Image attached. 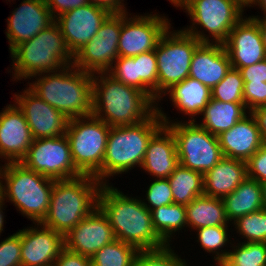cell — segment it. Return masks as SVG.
<instances>
[{
  "instance_id": "cell-2",
  "label": "cell",
  "mask_w": 266,
  "mask_h": 266,
  "mask_svg": "<svg viewBox=\"0 0 266 266\" xmlns=\"http://www.w3.org/2000/svg\"><path fill=\"white\" fill-rule=\"evenodd\" d=\"M156 111L157 103L147 93L127 86L108 72L93 74L92 115L110 127L138 124Z\"/></svg>"
},
{
  "instance_id": "cell-22",
  "label": "cell",
  "mask_w": 266,
  "mask_h": 266,
  "mask_svg": "<svg viewBox=\"0 0 266 266\" xmlns=\"http://www.w3.org/2000/svg\"><path fill=\"white\" fill-rule=\"evenodd\" d=\"M223 157L247 161L264 144L251 112L217 136Z\"/></svg>"
},
{
  "instance_id": "cell-19",
  "label": "cell",
  "mask_w": 266,
  "mask_h": 266,
  "mask_svg": "<svg viewBox=\"0 0 266 266\" xmlns=\"http://www.w3.org/2000/svg\"><path fill=\"white\" fill-rule=\"evenodd\" d=\"M33 136L22 110L15 103L0 112V159L21 162L32 145ZM5 159V160H4Z\"/></svg>"
},
{
  "instance_id": "cell-13",
  "label": "cell",
  "mask_w": 266,
  "mask_h": 266,
  "mask_svg": "<svg viewBox=\"0 0 266 266\" xmlns=\"http://www.w3.org/2000/svg\"><path fill=\"white\" fill-rule=\"evenodd\" d=\"M123 13L110 14L96 36L73 55L72 65L84 72H108L119 57L118 43Z\"/></svg>"
},
{
  "instance_id": "cell-31",
  "label": "cell",
  "mask_w": 266,
  "mask_h": 266,
  "mask_svg": "<svg viewBox=\"0 0 266 266\" xmlns=\"http://www.w3.org/2000/svg\"><path fill=\"white\" fill-rule=\"evenodd\" d=\"M155 232L166 245H172L177 232L187 228L186 208L182 204H169L151 210ZM176 233V235H175Z\"/></svg>"
},
{
  "instance_id": "cell-10",
  "label": "cell",
  "mask_w": 266,
  "mask_h": 266,
  "mask_svg": "<svg viewBox=\"0 0 266 266\" xmlns=\"http://www.w3.org/2000/svg\"><path fill=\"white\" fill-rule=\"evenodd\" d=\"M110 128L93 115L69 119L67 125L73 164L82 175L94 176L99 182Z\"/></svg>"
},
{
  "instance_id": "cell-18",
  "label": "cell",
  "mask_w": 266,
  "mask_h": 266,
  "mask_svg": "<svg viewBox=\"0 0 266 266\" xmlns=\"http://www.w3.org/2000/svg\"><path fill=\"white\" fill-rule=\"evenodd\" d=\"M7 21L6 38L10 52L19 44L34 38L55 19L44 0H22Z\"/></svg>"
},
{
  "instance_id": "cell-1",
  "label": "cell",
  "mask_w": 266,
  "mask_h": 266,
  "mask_svg": "<svg viewBox=\"0 0 266 266\" xmlns=\"http://www.w3.org/2000/svg\"><path fill=\"white\" fill-rule=\"evenodd\" d=\"M110 184L101 186L98 208L107 217L116 239L139 251L165 247L155 232L151 211L142 204L141 198L128 196Z\"/></svg>"
},
{
  "instance_id": "cell-11",
  "label": "cell",
  "mask_w": 266,
  "mask_h": 266,
  "mask_svg": "<svg viewBox=\"0 0 266 266\" xmlns=\"http://www.w3.org/2000/svg\"><path fill=\"white\" fill-rule=\"evenodd\" d=\"M169 27L161 36L155 49L158 65V102L174 84L189 77L194 51L201 44L194 36Z\"/></svg>"
},
{
  "instance_id": "cell-23",
  "label": "cell",
  "mask_w": 266,
  "mask_h": 266,
  "mask_svg": "<svg viewBox=\"0 0 266 266\" xmlns=\"http://www.w3.org/2000/svg\"><path fill=\"white\" fill-rule=\"evenodd\" d=\"M179 165L176 140L172 131L163 125L150 139L141 168L152 179L168 178Z\"/></svg>"
},
{
  "instance_id": "cell-21",
  "label": "cell",
  "mask_w": 266,
  "mask_h": 266,
  "mask_svg": "<svg viewBox=\"0 0 266 266\" xmlns=\"http://www.w3.org/2000/svg\"><path fill=\"white\" fill-rule=\"evenodd\" d=\"M223 45L234 69L266 59L258 24L251 17L244 16L230 31Z\"/></svg>"
},
{
  "instance_id": "cell-46",
  "label": "cell",
  "mask_w": 266,
  "mask_h": 266,
  "mask_svg": "<svg viewBox=\"0 0 266 266\" xmlns=\"http://www.w3.org/2000/svg\"><path fill=\"white\" fill-rule=\"evenodd\" d=\"M52 266H91V258L64 249Z\"/></svg>"
},
{
  "instance_id": "cell-15",
  "label": "cell",
  "mask_w": 266,
  "mask_h": 266,
  "mask_svg": "<svg viewBox=\"0 0 266 266\" xmlns=\"http://www.w3.org/2000/svg\"><path fill=\"white\" fill-rule=\"evenodd\" d=\"M20 93H14L13 101L22 110L34 140L66 135L69 119L64 114L28 87Z\"/></svg>"
},
{
  "instance_id": "cell-34",
  "label": "cell",
  "mask_w": 266,
  "mask_h": 266,
  "mask_svg": "<svg viewBox=\"0 0 266 266\" xmlns=\"http://www.w3.org/2000/svg\"><path fill=\"white\" fill-rule=\"evenodd\" d=\"M136 89L147 93L158 103V65L155 51L134 56Z\"/></svg>"
},
{
  "instance_id": "cell-30",
  "label": "cell",
  "mask_w": 266,
  "mask_h": 266,
  "mask_svg": "<svg viewBox=\"0 0 266 266\" xmlns=\"http://www.w3.org/2000/svg\"><path fill=\"white\" fill-rule=\"evenodd\" d=\"M174 204L189 205L204 194V174L179 164L168 177Z\"/></svg>"
},
{
  "instance_id": "cell-28",
  "label": "cell",
  "mask_w": 266,
  "mask_h": 266,
  "mask_svg": "<svg viewBox=\"0 0 266 266\" xmlns=\"http://www.w3.org/2000/svg\"><path fill=\"white\" fill-rule=\"evenodd\" d=\"M248 113L244 103H225L211 98L200 115L203 117H199L202 122H195L211 134L218 136L231 129Z\"/></svg>"
},
{
  "instance_id": "cell-29",
  "label": "cell",
  "mask_w": 266,
  "mask_h": 266,
  "mask_svg": "<svg viewBox=\"0 0 266 266\" xmlns=\"http://www.w3.org/2000/svg\"><path fill=\"white\" fill-rule=\"evenodd\" d=\"M186 208L187 227L191 231L212 226H230L222 199L205 194L196 197Z\"/></svg>"
},
{
  "instance_id": "cell-47",
  "label": "cell",
  "mask_w": 266,
  "mask_h": 266,
  "mask_svg": "<svg viewBox=\"0 0 266 266\" xmlns=\"http://www.w3.org/2000/svg\"><path fill=\"white\" fill-rule=\"evenodd\" d=\"M124 0H89V3L107 10L111 14L128 12Z\"/></svg>"
},
{
  "instance_id": "cell-40",
  "label": "cell",
  "mask_w": 266,
  "mask_h": 266,
  "mask_svg": "<svg viewBox=\"0 0 266 266\" xmlns=\"http://www.w3.org/2000/svg\"><path fill=\"white\" fill-rule=\"evenodd\" d=\"M0 266H21L20 230L0 242Z\"/></svg>"
},
{
  "instance_id": "cell-17",
  "label": "cell",
  "mask_w": 266,
  "mask_h": 266,
  "mask_svg": "<svg viewBox=\"0 0 266 266\" xmlns=\"http://www.w3.org/2000/svg\"><path fill=\"white\" fill-rule=\"evenodd\" d=\"M20 239L21 266H52L65 249L64 235L42 223L20 230Z\"/></svg>"
},
{
  "instance_id": "cell-55",
  "label": "cell",
  "mask_w": 266,
  "mask_h": 266,
  "mask_svg": "<svg viewBox=\"0 0 266 266\" xmlns=\"http://www.w3.org/2000/svg\"><path fill=\"white\" fill-rule=\"evenodd\" d=\"M262 194H263V208L266 209V183H261Z\"/></svg>"
},
{
  "instance_id": "cell-48",
  "label": "cell",
  "mask_w": 266,
  "mask_h": 266,
  "mask_svg": "<svg viewBox=\"0 0 266 266\" xmlns=\"http://www.w3.org/2000/svg\"><path fill=\"white\" fill-rule=\"evenodd\" d=\"M251 113L257 122L263 142L266 143V106L255 108Z\"/></svg>"
},
{
  "instance_id": "cell-4",
  "label": "cell",
  "mask_w": 266,
  "mask_h": 266,
  "mask_svg": "<svg viewBox=\"0 0 266 266\" xmlns=\"http://www.w3.org/2000/svg\"><path fill=\"white\" fill-rule=\"evenodd\" d=\"M102 185L90 175L55 180L48 213L42 224L65 236L98 207Z\"/></svg>"
},
{
  "instance_id": "cell-7",
  "label": "cell",
  "mask_w": 266,
  "mask_h": 266,
  "mask_svg": "<svg viewBox=\"0 0 266 266\" xmlns=\"http://www.w3.org/2000/svg\"><path fill=\"white\" fill-rule=\"evenodd\" d=\"M53 179L25 167L21 162L3 164L4 201L35 223L46 218Z\"/></svg>"
},
{
  "instance_id": "cell-27",
  "label": "cell",
  "mask_w": 266,
  "mask_h": 266,
  "mask_svg": "<svg viewBox=\"0 0 266 266\" xmlns=\"http://www.w3.org/2000/svg\"><path fill=\"white\" fill-rule=\"evenodd\" d=\"M230 225L242 216L263 208L261 183L247 177L231 194L222 198Z\"/></svg>"
},
{
  "instance_id": "cell-56",
  "label": "cell",
  "mask_w": 266,
  "mask_h": 266,
  "mask_svg": "<svg viewBox=\"0 0 266 266\" xmlns=\"http://www.w3.org/2000/svg\"><path fill=\"white\" fill-rule=\"evenodd\" d=\"M217 266H235V265H232L227 259H224L218 262Z\"/></svg>"
},
{
  "instance_id": "cell-37",
  "label": "cell",
  "mask_w": 266,
  "mask_h": 266,
  "mask_svg": "<svg viewBox=\"0 0 266 266\" xmlns=\"http://www.w3.org/2000/svg\"><path fill=\"white\" fill-rule=\"evenodd\" d=\"M243 87L240 71L231 67L225 77L211 89V98L225 103H244Z\"/></svg>"
},
{
  "instance_id": "cell-50",
  "label": "cell",
  "mask_w": 266,
  "mask_h": 266,
  "mask_svg": "<svg viewBox=\"0 0 266 266\" xmlns=\"http://www.w3.org/2000/svg\"><path fill=\"white\" fill-rule=\"evenodd\" d=\"M253 20L258 24L262 42L264 44L265 53H266V21L262 19H253Z\"/></svg>"
},
{
  "instance_id": "cell-25",
  "label": "cell",
  "mask_w": 266,
  "mask_h": 266,
  "mask_svg": "<svg viewBox=\"0 0 266 266\" xmlns=\"http://www.w3.org/2000/svg\"><path fill=\"white\" fill-rule=\"evenodd\" d=\"M246 178L245 161L223 157L204 174V194L222 199L231 194Z\"/></svg>"
},
{
  "instance_id": "cell-39",
  "label": "cell",
  "mask_w": 266,
  "mask_h": 266,
  "mask_svg": "<svg viewBox=\"0 0 266 266\" xmlns=\"http://www.w3.org/2000/svg\"><path fill=\"white\" fill-rule=\"evenodd\" d=\"M153 180L145 191L146 198L143 200L141 198L142 204L150 211L160 206L173 204L172 190L168 178Z\"/></svg>"
},
{
  "instance_id": "cell-20",
  "label": "cell",
  "mask_w": 266,
  "mask_h": 266,
  "mask_svg": "<svg viewBox=\"0 0 266 266\" xmlns=\"http://www.w3.org/2000/svg\"><path fill=\"white\" fill-rule=\"evenodd\" d=\"M115 239L107 217L98 207L64 236L65 249L89 258Z\"/></svg>"
},
{
  "instance_id": "cell-3",
  "label": "cell",
  "mask_w": 266,
  "mask_h": 266,
  "mask_svg": "<svg viewBox=\"0 0 266 266\" xmlns=\"http://www.w3.org/2000/svg\"><path fill=\"white\" fill-rule=\"evenodd\" d=\"M29 89L68 119L87 117L93 111V74L72 64L59 71L38 74Z\"/></svg>"
},
{
  "instance_id": "cell-6",
  "label": "cell",
  "mask_w": 266,
  "mask_h": 266,
  "mask_svg": "<svg viewBox=\"0 0 266 266\" xmlns=\"http://www.w3.org/2000/svg\"><path fill=\"white\" fill-rule=\"evenodd\" d=\"M163 125L156 111L138 124L111 127L101 167V183L109 184V178L126 174L136 166L141 168L150 139Z\"/></svg>"
},
{
  "instance_id": "cell-45",
  "label": "cell",
  "mask_w": 266,
  "mask_h": 266,
  "mask_svg": "<svg viewBox=\"0 0 266 266\" xmlns=\"http://www.w3.org/2000/svg\"><path fill=\"white\" fill-rule=\"evenodd\" d=\"M238 70L244 82H266V59Z\"/></svg>"
},
{
  "instance_id": "cell-26",
  "label": "cell",
  "mask_w": 266,
  "mask_h": 266,
  "mask_svg": "<svg viewBox=\"0 0 266 266\" xmlns=\"http://www.w3.org/2000/svg\"><path fill=\"white\" fill-rule=\"evenodd\" d=\"M166 95H169V101H172L170 103H172L174 108L177 111L179 110V113L189 116L188 121L192 122L196 121L197 116L201 115L203 109L210 101L211 89L201 82L187 77L168 89L163 94L164 97Z\"/></svg>"
},
{
  "instance_id": "cell-9",
  "label": "cell",
  "mask_w": 266,
  "mask_h": 266,
  "mask_svg": "<svg viewBox=\"0 0 266 266\" xmlns=\"http://www.w3.org/2000/svg\"><path fill=\"white\" fill-rule=\"evenodd\" d=\"M181 9L192 21V25L182 29L184 32L201 43L220 44L227 40L230 31L244 17L243 12L246 10L234 0H188ZM199 27L204 30L201 31Z\"/></svg>"
},
{
  "instance_id": "cell-12",
  "label": "cell",
  "mask_w": 266,
  "mask_h": 266,
  "mask_svg": "<svg viewBox=\"0 0 266 266\" xmlns=\"http://www.w3.org/2000/svg\"><path fill=\"white\" fill-rule=\"evenodd\" d=\"M21 163L28 169L53 180L71 179L82 175L73 164L66 135L33 140Z\"/></svg>"
},
{
  "instance_id": "cell-49",
  "label": "cell",
  "mask_w": 266,
  "mask_h": 266,
  "mask_svg": "<svg viewBox=\"0 0 266 266\" xmlns=\"http://www.w3.org/2000/svg\"><path fill=\"white\" fill-rule=\"evenodd\" d=\"M258 6V9L260 8L261 9V12L263 11V16L261 15H252V16H249L251 17L252 19H262V20H265L266 21V0H252L249 8L251 7H256ZM260 16V17H259Z\"/></svg>"
},
{
  "instance_id": "cell-24",
  "label": "cell",
  "mask_w": 266,
  "mask_h": 266,
  "mask_svg": "<svg viewBox=\"0 0 266 266\" xmlns=\"http://www.w3.org/2000/svg\"><path fill=\"white\" fill-rule=\"evenodd\" d=\"M230 69V58L223 44L201 43L193 53L189 77L212 89Z\"/></svg>"
},
{
  "instance_id": "cell-32",
  "label": "cell",
  "mask_w": 266,
  "mask_h": 266,
  "mask_svg": "<svg viewBox=\"0 0 266 266\" xmlns=\"http://www.w3.org/2000/svg\"><path fill=\"white\" fill-rule=\"evenodd\" d=\"M230 226H212V227H202L194 230L196 234V242L200 244L203 251L206 253H210L214 255L213 259L215 260L214 264L226 259L230 252V249H223L232 244L230 232ZM229 236V237H228ZM229 238L231 240H229ZM231 241V242H230ZM229 243V244H228Z\"/></svg>"
},
{
  "instance_id": "cell-44",
  "label": "cell",
  "mask_w": 266,
  "mask_h": 266,
  "mask_svg": "<svg viewBox=\"0 0 266 266\" xmlns=\"http://www.w3.org/2000/svg\"><path fill=\"white\" fill-rule=\"evenodd\" d=\"M54 19L72 9L89 4V0H44Z\"/></svg>"
},
{
  "instance_id": "cell-8",
  "label": "cell",
  "mask_w": 266,
  "mask_h": 266,
  "mask_svg": "<svg viewBox=\"0 0 266 266\" xmlns=\"http://www.w3.org/2000/svg\"><path fill=\"white\" fill-rule=\"evenodd\" d=\"M162 109L158 102V115L175 137L179 164L205 174L223 158L217 136L195 121H173Z\"/></svg>"
},
{
  "instance_id": "cell-53",
  "label": "cell",
  "mask_w": 266,
  "mask_h": 266,
  "mask_svg": "<svg viewBox=\"0 0 266 266\" xmlns=\"http://www.w3.org/2000/svg\"><path fill=\"white\" fill-rule=\"evenodd\" d=\"M169 2H171L172 5H174V7L176 8H182L187 2L188 0H168Z\"/></svg>"
},
{
  "instance_id": "cell-36",
  "label": "cell",
  "mask_w": 266,
  "mask_h": 266,
  "mask_svg": "<svg viewBox=\"0 0 266 266\" xmlns=\"http://www.w3.org/2000/svg\"><path fill=\"white\" fill-rule=\"evenodd\" d=\"M234 231L244 242L266 243V209L242 216L233 223ZM236 229V230H235ZM244 238L246 240H244Z\"/></svg>"
},
{
  "instance_id": "cell-33",
  "label": "cell",
  "mask_w": 266,
  "mask_h": 266,
  "mask_svg": "<svg viewBox=\"0 0 266 266\" xmlns=\"http://www.w3.org/2000/svg\"><path fill=\"white\" fill-rule=\"evenodd\" d=\"M138 253L133 245L115 239L91 257V266H134Z\"/></svg>"
},
{
  "instance_id": "cell-16",
  "label": "cell",
  "mask_w": 266,
  "mask_h": 266,
  "mask_svg": "<svg viewBox=\"0 0 266 266\" xmlns=\"http://www.w3.org/2000/svg\"><path fill=\"white\" fill-rule=\"evenodd\" d=\"M110 14L107 10L89 3L55 18L72 55L96 36Z\"/></svg>"
},
{
  "instance_id": "cell-38",
  "label": "cell",
  "mask_w": 266,
  "mask_h": 266,
  "mask_svg": "<svg viewBox=\"0 0 266 266\" xmlns=\"http://www.w3.org/2000/svg\"><path fill=\"white\" fill-rule=\"evenodd\" d=\"M171 247L166 245L161 249L139 251L134 266H186L188 260L181 259Z\"/></svg>"
},
{
  "instance_id": "cell-43",
  "label": "cell",
  "mask_w": 266,
  "mask_h": 266,
  "mask_svg": "<svg viewBox=\"0 0 266 266\" xmlns=\"http://www.w3.org/2000/svg\"><path fill=\"white\" fill-rule=\"evenodd\" d=\"M247 177L266 183V143L247 161Z\"/></svg>"
},
{
  "instance_id": "cell-5",
  "label": "cell",
  "mask_w": 266,
  "mask_h": 266,
  "mask_svg": "<svg viewBox=\"0 0 266 266\" xmlns=\"http://www.w3.org/2000/svg\"><path fill=\"white\" fill-rule=\"evenodd\" d=\"M10 56L13 62L8 73L12 72L13 81H29L35 75L59 71L73 62V55L55 21L34 38L16 46Z\"/></svg>"
},
{
  "instance_id": "cell-42",
  "label": "cell",
  "mask_w": 266,
  "mask_h": 266,
  "mask_svg": "<svg viewBox=\"0 0 266 266\" xmlns=\"http://www.w3.org/2000/svg\"><path fill=\"white\" fill-rule=\"evenodd\" d=\"M243 98L249 112L266 106V82H244Z\"/></svg>"
},
{
  "instance_id": "cell-14",
  "label": "cell",
  "mask_w": 266,
  "mask_h": 266,
  "mask_svg": "<svg viewBox=\"0 0 266 266\" xmlns=\"http://www.w3.org/2000/svg\"><path fill=\"white\" fill-rule=\"evenodd\" d=\"M129 14V15H128ZM123 12L119 35V57H133L148 51H155L161 36L172 26L167 16L153 12L132 15Z\"/></svg>"
},
{
  "instance_id": "cell-52",
  "label": "cell",
  "mask_w": 266,
  "mask_h": 266,
  "mask_svg": "<svg viewBox=\"0 0 266 266\" xmlns=\"http://www.w3.org/2000/svg\"><path fill=\"white\" fill-rule=\"evenodd\" d=\"M3 165H0V202L4 201Z\"/></svg>"
},
{
  "instance_id": "cell-54",
  "label": "cell",
  "mask_w": 266,
  "mask_h": 266,
  "mask_svg": "<svg viewBox=\"0 0 266 266\" xmlns=\"http://www.w3.org/2000/svg\"><path fill=\"white\" fill-rule=\"evenodd\" d=\"M236 1L238 4H240L244 9L250 6L252 0H234Z\"/></svg>"
},
{
  "instance_id": "cell-51",
  "label": "cell",
  "mask_w": 266,
  "mask_h": 266,
  "mask_svg": "<svg viewBox=\"0 0 266 266\" xmlns=\"http://www.w3.org/2000/svg\"><path fill=\"white\" fill-rule=\"evenodd\" d=\"M5 203L6 202H4V201L0 202V236H1L2 231H4L3 227H4V222H5V220H4L5 216H4L3 210H5L4 209L5 208Z\"/></svg>"
},
{
  "instance_id": "cell-35",
  "label": "cell",
  "mask_w": 266,
  "mask_h": 266,
  "mask_svg": "<svg viewBox=\"0 0 266 266\" xmlns=\"http://www.w3.org/2000/svg\"><path fill=\"white\" fill-rule=\"evenodd\" d=\"M229 245L230 252L226 258L235 266H266V243L240 242ZM236 244V245H235Z\"/></svg>"
},
{
  "instance_id": "cell-41",
  "label": "cell",
  "mask_w": 266,
  "mask_h": 266,
  "mask_svg": "<svg viewBox=\"0 0 266 266\" xmlns=\"http://www.w3.org/2000/svg\"><path fill=\"white\" fill-rule=\"evenodd\" d=\"M108 73L127 86L136 88V70L133 57H118Z\"/></svg>"
}]
</instances>
